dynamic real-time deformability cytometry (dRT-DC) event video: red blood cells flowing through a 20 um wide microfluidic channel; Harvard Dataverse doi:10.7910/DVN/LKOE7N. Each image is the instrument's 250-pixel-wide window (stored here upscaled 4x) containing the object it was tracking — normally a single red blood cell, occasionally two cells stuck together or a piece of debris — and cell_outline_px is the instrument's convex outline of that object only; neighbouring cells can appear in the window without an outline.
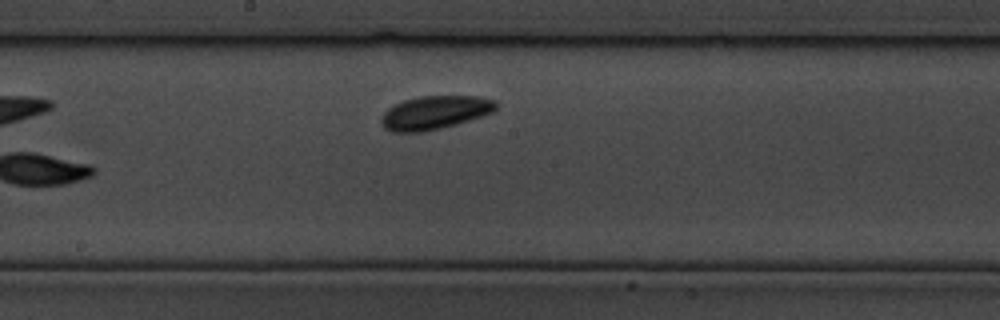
{"species": "common noctule bat (a hibernating species)", "species_latin": "Nyctalus noctula", "temperature_condition": "cold", "stored_images_in_passage": 10, "camera_frame_rate_fps": 3000, "um_per_image_px": 0.085, "animal": {"sex": "male", "body_mass_g": 19.5, "forearm_length_mm": 54.6}, "frame": {"image": 1, "passage_image": 10, "time_ms": 3.0, "image_size_px": [1000, 320], "cell_outline_px": [[500, 104], [492, 112], [456, 124], [424, 132], [392, 132], [384, 128], [380, 120], [380, 116], [388, 108], [404, 100], [420, 96], [476, 96], [496, 100]], "centroid_in_image_um": [36.95, 9.56], "position_along_channel_um": 211.3, "area_um2": 22.37}}